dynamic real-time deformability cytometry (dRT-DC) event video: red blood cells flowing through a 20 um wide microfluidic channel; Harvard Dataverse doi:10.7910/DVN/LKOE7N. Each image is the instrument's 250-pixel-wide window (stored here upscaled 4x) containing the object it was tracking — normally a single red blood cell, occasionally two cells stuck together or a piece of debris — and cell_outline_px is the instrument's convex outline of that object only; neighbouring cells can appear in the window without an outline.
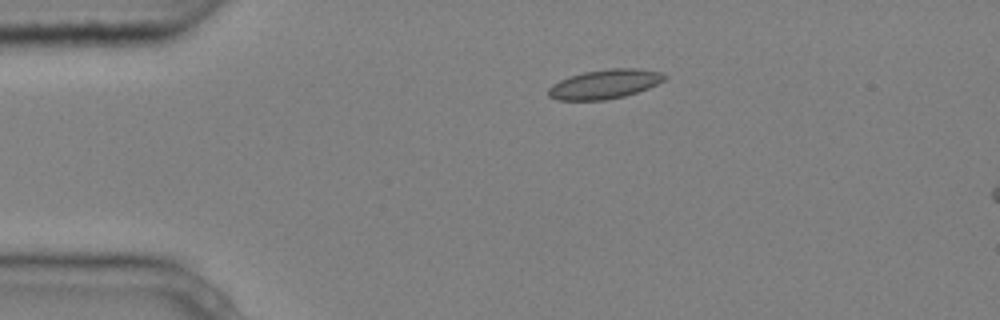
{"species": "common noctule bat (a hibernating species)", "species_latin": "Nyctalus noctula", "temperature_condition": "cold", "stored_images_in_passage": 6, "camera_frame_rate_fps": 3000, "um_per_image_px": 0.085, "animal": {"sex": "male", "body_mass_g": 20.4}, "frame": {"image": 1, "passage_image": 4, "time_ms": 1.0, "image_size_px": [1000, 320], "cell_outline_px": [[668, 76], [664, 80], [648, 88], [624, 96], [604, 100], [556, 100], [548, 96], [548, 88], [552, 84], [560, 80], [584, 72], [612, 68], [636, 68], [660, 72]], "centroid_in_image_um": [51.38, 7.15], "position_along_channel_um": 33.6, "area_um2": 19.65}}